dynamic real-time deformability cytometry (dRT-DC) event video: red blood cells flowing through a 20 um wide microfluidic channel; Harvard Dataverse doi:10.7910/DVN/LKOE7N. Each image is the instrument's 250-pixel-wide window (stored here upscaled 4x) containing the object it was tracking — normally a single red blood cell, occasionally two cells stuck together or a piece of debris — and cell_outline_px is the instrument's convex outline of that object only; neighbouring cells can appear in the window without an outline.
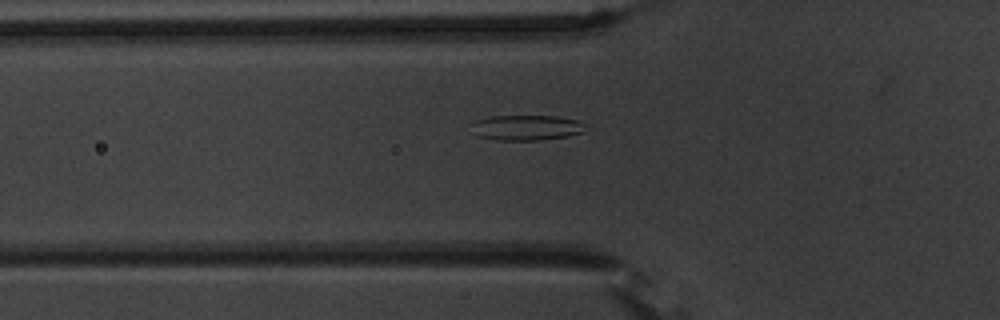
{"species": "common noctule bat (a hibernating species)", "species_latin": "Nyctalus noctula", "temperature_condition": "warm", "stored_images_in_passage": 56, "camera_frame_rate_fps": 3000, "um_per_image_px": 0.085, "animal": {"sex": "male", "body_mass_g": 20.1, "forearm_length_mm": 53.5}, "frame": {"image": 1, "passage_image": 20, "time_ms": 6.333, "image_size_px": [1000, 320], "cell_outline_px": [[588, 124], [584, 132], [568, 136], [540, 140], [500, 140], [476, 136], [476, 120], [492, 116], [556, 116], [576, 120]], "centroid_in_image_um": [44.86, 10.85], "position_along_channel_um": 80.9, "area_um2": 16.59}}
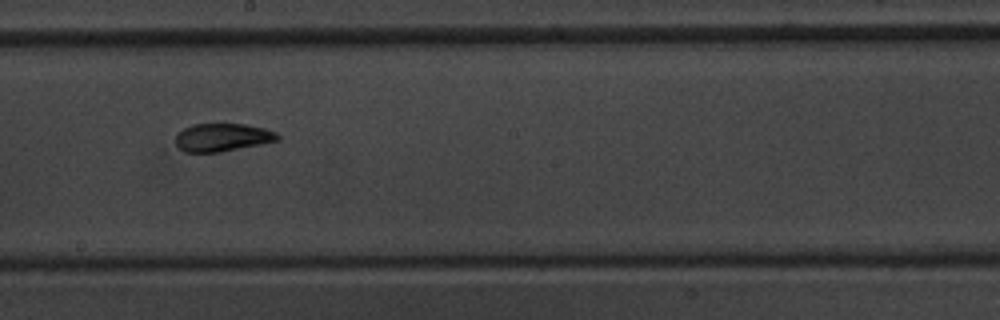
{"frame": {"image": 2, "passage_image": 32, "time_ms": 10.333, "image_size_px": [1000, 320], "cell_outline_px": [[280, 140], [220, 152], [184, 152], [176, 144], [176, 136], [184, 128], [192, 124], [244, 124], [264, 128], [276, 132], [280, 136]], "centroid_in_image_um": [18.92, 11.67], "position_along_channel_um": 229.3, "area_um2": 16.53}}
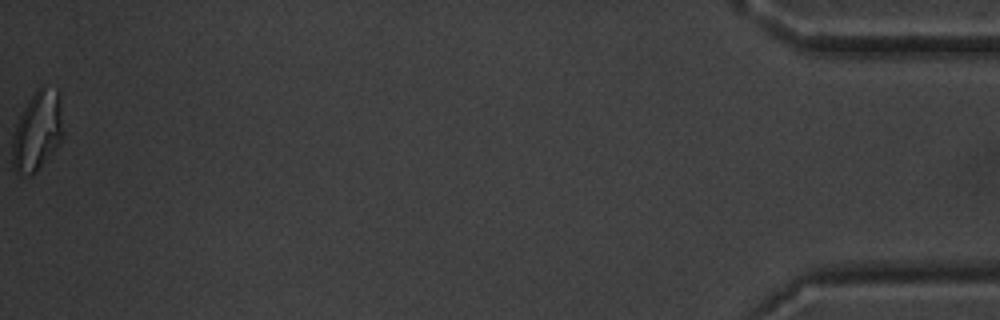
{"frame": {"image": 3, "passage_image": 56, "time_ms": 18.333, "image_size_px": [1000, 320], "cell_outline_px": [[64, 132], [60, 140], [52, 152], [32, 176], [24, 176], [16, 172], [12, 168], [12, 140], [16, 124], [24, 108], [32, 96], [40, 88], [44, 88], [60, 92]], "centroid_in_image_um": [3.17, 11.19], "position_along_channel_um": 432.0, "area_um2": 23.29}, "authors_computed_cell_mechanics": {"area_um2": 18.2937, "velocity_mm_per_s": 3.6971, "shape_relaxation_time_tau1_ms": 6.9045, "shape_relaxation_time_tau2_ms": 1.2408, "deformation_change_tau1": 0.1866, "deformation_change_tau2": 0.0619}}